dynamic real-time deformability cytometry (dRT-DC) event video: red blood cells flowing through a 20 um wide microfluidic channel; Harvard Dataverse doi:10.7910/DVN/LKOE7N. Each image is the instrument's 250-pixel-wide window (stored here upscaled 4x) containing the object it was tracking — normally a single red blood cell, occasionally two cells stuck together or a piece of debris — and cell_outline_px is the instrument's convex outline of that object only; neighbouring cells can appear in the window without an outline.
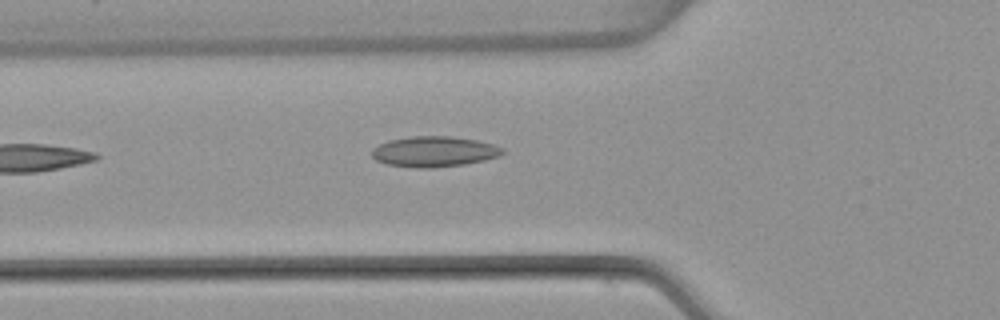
{"species": "common noctule bat (a hibernating species)", "species_latin": "Nyctalus noctula", "temperature_condition": "warm", "stored_images_in_passage": 4, "camera_frame_rate_fps": 3000, "um_per_image_px": 0.085, "animal": {"sex": "female", "body_mass_g": 22.7, "forearm_length_mm": 54.2}, "frame": {"image": 1, "passage_image": 4, "time_ms": 1.0, "image_size_px": [1000, 320], "cell_outline_px": [[504, 152], [500, 156], [484, 160], [464, 164], [432, 168], [416, 168], [388, 164], [376, 160], [372, 156], [372, 148], [388, 140], [412, 136], [452, 136], [476, 140], [492, 144], [504, 148]], "centroid_in_image_um": [36.9, 12.88], "position_along_channel_um": 88.9, "area_um2": 23.24}}